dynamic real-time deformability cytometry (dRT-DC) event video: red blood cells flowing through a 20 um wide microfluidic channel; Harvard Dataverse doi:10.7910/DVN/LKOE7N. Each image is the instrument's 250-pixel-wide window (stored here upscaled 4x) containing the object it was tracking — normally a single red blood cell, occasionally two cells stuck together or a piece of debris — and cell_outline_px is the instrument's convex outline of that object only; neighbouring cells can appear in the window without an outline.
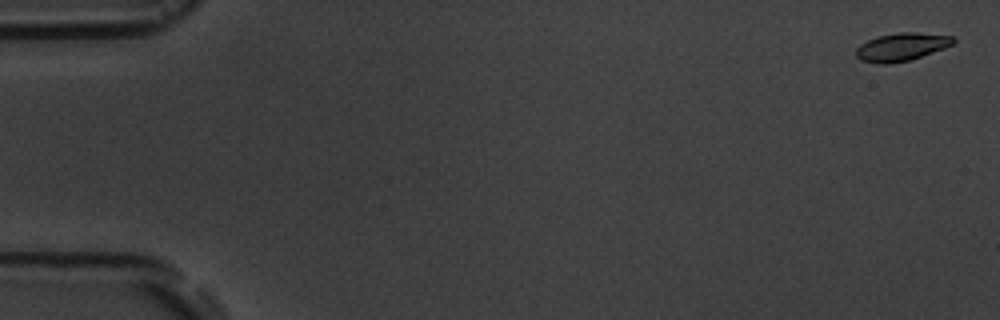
{"species": "common noctule bat (a hibernating species)", "species_latin": "Nyctalus noctula", "temperature_condition": "room temperature", "stored_images_in_passage": 7, "camera_frame_rate_fps": 3000, "um_per_image_px": 0.085, "animal": {"sex": "male", "body_mass_g": 19.5, "forearm_length_mm": 54.6}, "frame": {"image": 1, "passage_image": 1, "time_ms": 0.0, "image_size_px": [1000, 320], "cell_outline_px": [[956, 40], [952, 44], [944, 48], [908, 60], [888, 64], [876, 64], [860, 60], [856, 56], [856, 48], [860, 44], [868, 40], [880, 36], [900, 32], [916, 32], [952, 36]], "centroid_in_image_um": [76.6, 3.99], "position_along_channel_um": 8.4, "area_um2": 15.66}}
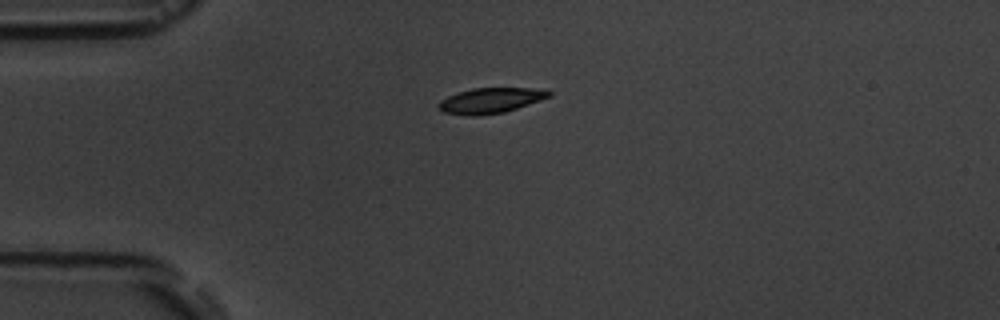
{"frame": {"image": 2, "passage_image": 5, "time_ms": 4.333, "image_size_px": [1000, 320], "cell_outline_px": [[552, 96], [504, 112], [480, 116], [468, 116], [444, 112], [436, 108], [436, 104], [440, 100], [448, 96], [472, 88], [532, 88], [552, 92]], "centroid_in_image_um": [41.64, 8.55], "position_along_channel_um": 43.4, "area_um2": 16.3}}
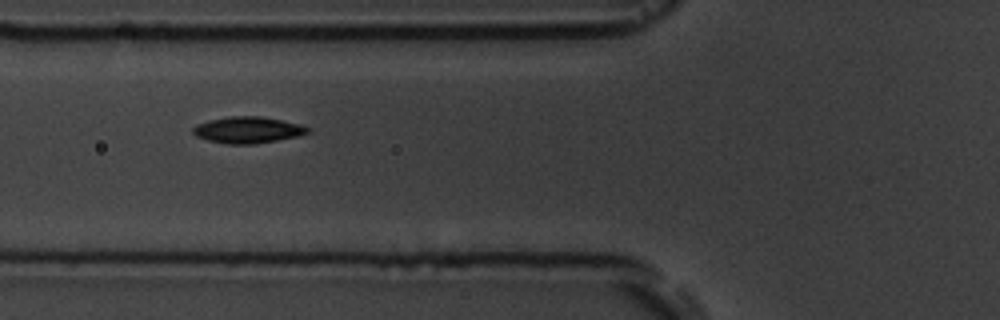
{"frame": {"image": 3, "passage_image": 7, "time_ms": 6.667, "image_size_px": [1000, 320], "cell_outline_px": [[312, 132], [300, 136], [256, 144], [228, 144], [208, 140], [196, 136], [192, 132], [192, 128], [196, 124], [208, 120], [228, 116], [260, 116], [300, 124], [308, 128]], "centroid_in_image_um": [21.06, 11.04], "position_along_channel_um": 104.7, "area_um2": 17.8}}